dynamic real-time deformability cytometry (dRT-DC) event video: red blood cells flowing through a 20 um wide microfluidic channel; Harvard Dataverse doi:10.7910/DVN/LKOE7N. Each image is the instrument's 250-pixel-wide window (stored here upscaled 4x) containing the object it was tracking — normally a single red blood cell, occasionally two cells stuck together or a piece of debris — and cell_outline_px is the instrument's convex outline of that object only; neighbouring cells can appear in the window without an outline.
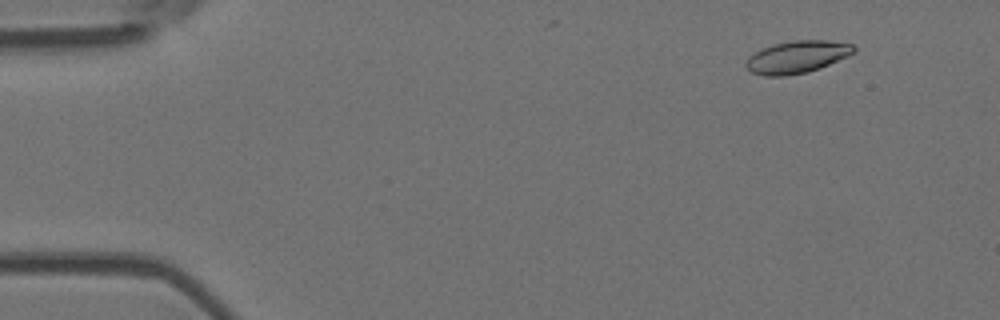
{"species": "Egyptian fruit bat (a non-hibernating species)", "species_latin": "Rousettus aegyptiacus", "temperature_condition": "room temperature", "stored_images_in_passage": 5, "camera_frame_rate_fps": 3000, "um_per_image_px": 0.085, "animal": {"sex": "female"}, "frame": {"image": 1, "passage_image": 2, "time_ms": 0.333, "image_size_px": [1000, 320], "cell_outline_px": [[856, 52], [848, 56], [820, 68], [808, 72], [784, 76], [764, 76], [752, 72], [744, 64], [748, 56], [764, 48], [776, 44], [792, 40], [828, 40], [852, 44], [856, 48]], "centroid_in_image_um": [67.77, 4.84], "position_along_channel_um": 17.2, "area_um2": 20.29}}
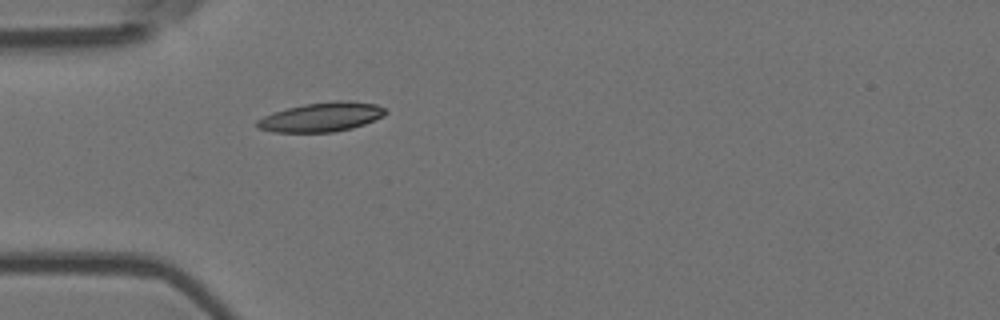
{"frame": {"image": 2, "passage_image": 5, "time_ms": 1.333, "image_size_px": [1000, 320], "cell_outline_px": [[388, 112], [384, 116], [364, 124], [352, 128], [332, 132], [272, 132], [256, 128], [256, 120], [264, 116], [288, 108], [304, 104], [336, 100], [348, 100], [376, 104], [384, 108]], "centroid_in_image_um": [27.34, 9.95], "position_along_channel_um": 57.7, "area_um2": 21.91}}